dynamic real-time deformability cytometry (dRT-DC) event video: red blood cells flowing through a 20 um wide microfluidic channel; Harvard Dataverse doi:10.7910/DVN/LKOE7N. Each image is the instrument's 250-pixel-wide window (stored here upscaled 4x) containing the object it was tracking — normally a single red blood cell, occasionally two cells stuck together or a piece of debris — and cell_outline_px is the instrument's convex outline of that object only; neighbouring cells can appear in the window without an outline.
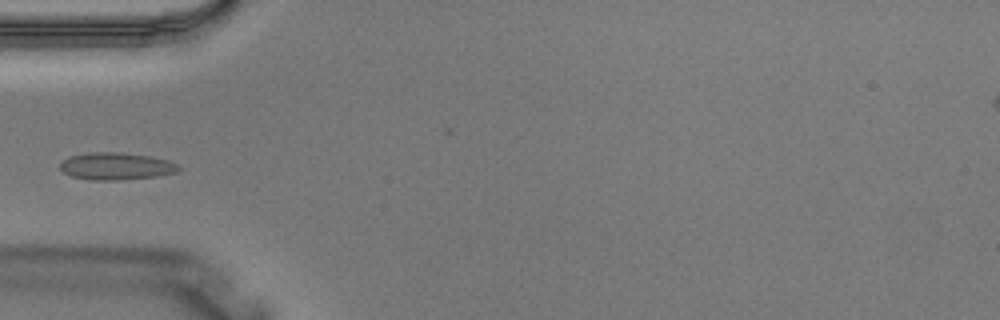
{"species": "Egyptian fruit bat (a non-hibernating species)", "species_latin": "Rousettus aegyptiacus", "temperature_condition": "warm", "stored_images_in_passage": 2, "camera_frame_rate_fps": 3000, "um_per_image_px": 0.085, "animal": {"sex": "male"}, "frame": {"image": 1, "passage_image": 2, "time_ms": 0.333, "image_size_px": [1000, 320], "cell_outline_px": [[180, 168], [176, 172], [160, 176], [116, 180], [88, 180], [72, 176], [64, 172], [60, 168], [60, 164], [68, 156], [88, 152], [116, 152], [152, 156], [168, 160], [176, 164]], "centroid_in_image_um": [9.86, 14.12], "position_along_channel_um": 75.1, "area_um2": 18.84}}